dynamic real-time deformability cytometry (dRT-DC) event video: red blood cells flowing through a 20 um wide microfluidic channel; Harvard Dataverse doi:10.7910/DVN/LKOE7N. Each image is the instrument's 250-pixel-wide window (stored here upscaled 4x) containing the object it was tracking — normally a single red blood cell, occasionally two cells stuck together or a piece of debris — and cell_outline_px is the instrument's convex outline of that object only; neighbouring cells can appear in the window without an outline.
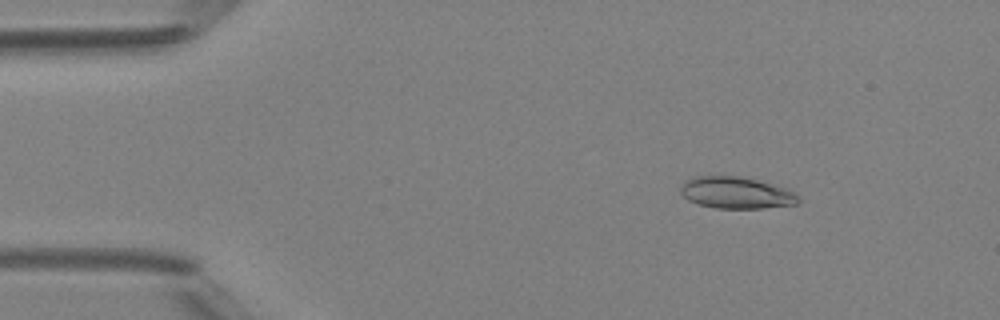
{"species": "Egyptian fruit bat (a non-hibernating species)", "species_latin": "Rousettus aegyptiacus", "temperature_condition": "room temperature", "stored_images_in_passage": 49, "camera_frame_rate_fps": 3000, "um_per_image_px": 0.085, "animal": {"sex": "female"}, "frame": {"image": 1, "passage_image": 7, "time_ms": 2.0, "image_size_px": [1000, 320], "cell_outline_px": [[800, 200], [796, 204], [764, 208], [716, 208], [696, 204], [688, 200], [680, 192], [680, 188], [688, 180], [696, 176], [740, 176], [788, 188], [800, 196]], "centroid_in_image_um": [62.61, 16.39], "position_along_channel_um": 22.4, "area_um2": 21.73}}
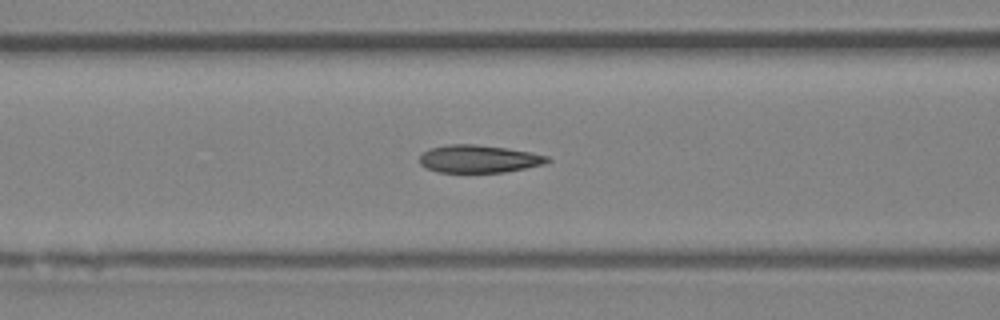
{"frame": {"image": 2, "passage_image": 20, "time_ms": 6.333, "image_size_px": [1000, 320], "cell_outline_px": [[552, 160], [544, 164], [504, 172], [440, 172], [428, 168], [420, 164], [420, 156], [428, 148], [448, 144], [476, 144], [504, 148], [528, 152], [548, 156]], "centroid_in_image_um": [40.68, 13.5], "position_along_channel_um": 125.9, "area_um2": 20.4}}
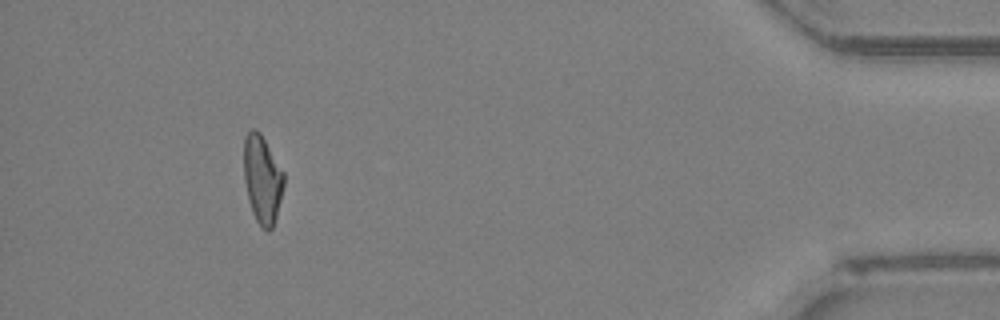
{"frame": {"image": 3, "passage_image": 45, "time_ms": 14.667, "image_size_px": [1000, 320], "cell_outline_px": [[284, 184], [276, 216], [272, 228], [268, 232], [260, 228], [252, 212], [248, 200], [244, 180], [244, 136], [252, 128], [256, 128], [260, 132], [284, 172]], "centroid_in_image_um": [22.28, 15.24], "position_along_channel_um": 412.9, "area_um2": 20.63}, "authors_computed_cell_mechanics": {"area_um2": 21.2126, "velocity_mm_per_s": 4.2217, "shape_relaxation_time_tau1_ms": 6.4827, "shape_relaxation_time_tau2_ms": 1.5434, "deformation_change_tau1": 0.1767, "deformation_change_tau2": 0.0823}}